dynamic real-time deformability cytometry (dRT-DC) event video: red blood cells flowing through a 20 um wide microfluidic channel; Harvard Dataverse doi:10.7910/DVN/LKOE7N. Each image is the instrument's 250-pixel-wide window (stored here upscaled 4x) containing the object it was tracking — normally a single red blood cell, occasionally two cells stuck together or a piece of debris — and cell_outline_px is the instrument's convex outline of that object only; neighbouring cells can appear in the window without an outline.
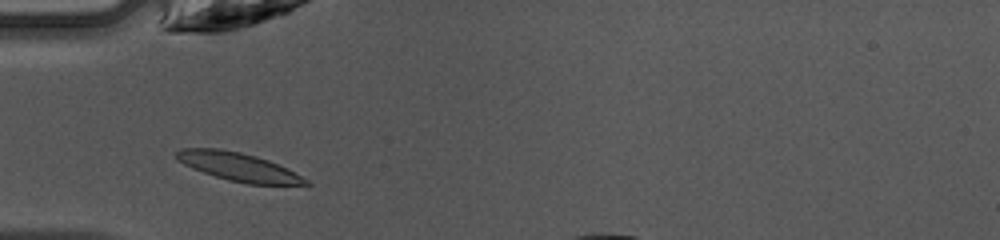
{"species": "common noctule bat (a hibernating species)", "species_latin": "Nyctalus noctula", "temperature_condition": "warm", "stored_images_in_passage": 30, "camera_frame_rate_fps": 3000, "um_per_image_px": 0.085, "animal": {"sex": "female", "body_mass_g": 10.0, "forearm_length_mm": 53.1}, "frame": {"image": 1, "passage_image": 3, "time_ms": 0.667, "image_size_px": [1000, 240], "cell_outline_px": [[312, 184], [248, 184], [228, 180], [192, 168], [176, 160], [176, 152], [180, 148], [220, 148], [240, 152], [256, 156], [268, 160], [288, 168], [308, 180]], "centroid_in_image_um": [20.25, 14.16], "position_along_channel_um": 64.8, "area_um2": 21.21}}
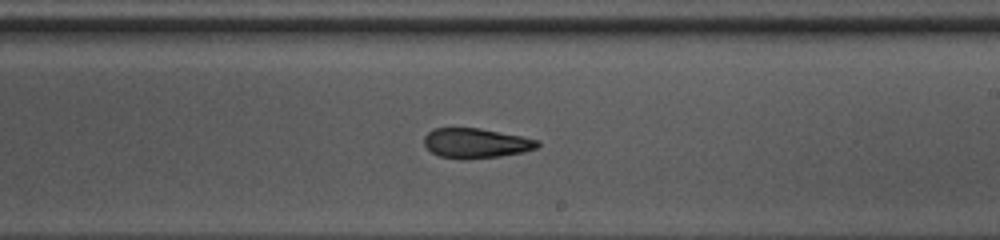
{"frame": {"image": 2, "passage_image": 16, "time_ms": 5.0, "image_size_px": [1000, 240], "cell_outline_px": [[540, 144], [536, 148], [524, 152], [500, 156], [460, 160], [440, 156], [432, 152], [424, 144], [424, 136], [432, 128], [480, 128], [540, 140]], "centroid_in_image_um": [40.45, 12.17], "position_along_channel_um": 248.6, "area_um2": 19.77}}
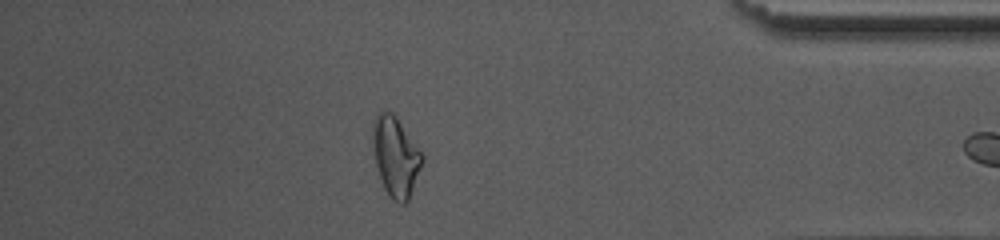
{"frame": {"image": 3, "passage_image": 29, "time_ms": 9.333, "image_size_px": [1000, 240], "cell_outline_px": [[424, 156], [408, 200], [404, 204], [400, 204], [392, 200], [384, 188], [376, 164], [372, 140], [372, 124], [376, 112], [392, 112], [396, 116]], "centroid_in_image_um": [33.6, 13.28], "position_along_channel_um": 401.6, "area_um2": 22.6}}